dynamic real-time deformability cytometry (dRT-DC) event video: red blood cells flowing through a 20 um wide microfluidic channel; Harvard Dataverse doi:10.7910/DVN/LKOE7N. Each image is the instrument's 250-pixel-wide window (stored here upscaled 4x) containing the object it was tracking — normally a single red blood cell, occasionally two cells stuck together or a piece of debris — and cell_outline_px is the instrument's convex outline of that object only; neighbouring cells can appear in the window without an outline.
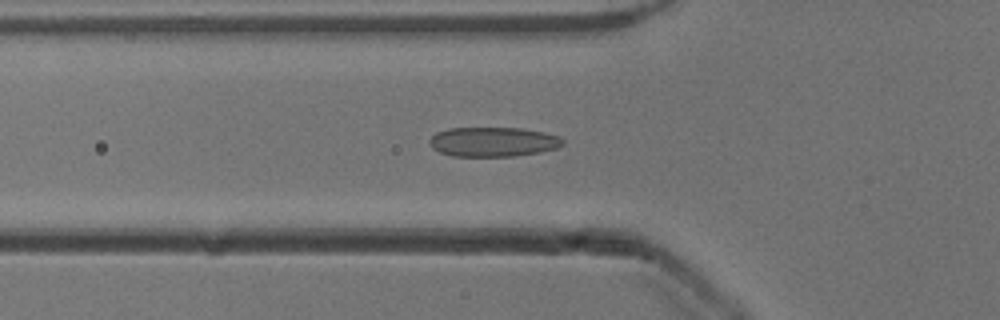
{"species": "common noctule bat (a hibernating species)", "species_latin": "Nyctalus noctula", "temperature_condition": "cold", "stored_images_in_passage": 38, "camera_frame_rate_fps": 3000, "um_per_image_px": 0.085, "animal": {"sex": "male", "body_mass_g": 13.3}, "frame": {"image": 1, "passage_image": 4, "time_ms": 1.0, "image_size_px": [1000, 320], "cell_outline_px": [[564, 144], [556, 148], [540, 152], [516, 156], [452, 156], [440, 152], [432, 148], [428, 144], [428, 140], [436, 132], [448, 128], [524, 128], [544, 132], [560, 136], [564, 140]], "centroid_in_image_um": [41.91, 12.05], "position_along_channel_um": 83.9, "area_um2": 23.18}}
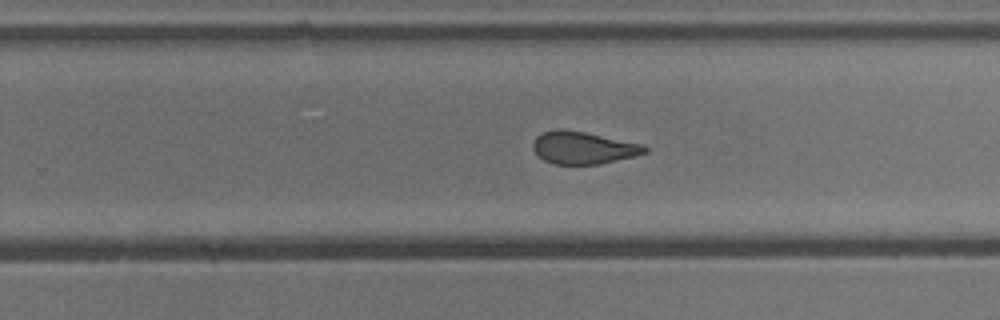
{"frame": {"image": 2, "passage_image": 19, "time_ms": 6.0, "image_size_px": [1000, 320], "cell_outline_px": [[648, 152], [600, 164], [552, 164], [544, 160], [532, 148], [532, 144], [536, 136], [540, 132], [556, 128], [564, 128], [644, 144], [648, 148]], "centroid_in_image_um": [49.54, 12.54], "position_along_channel_um": 280.3, "area_um2": 21.21}}
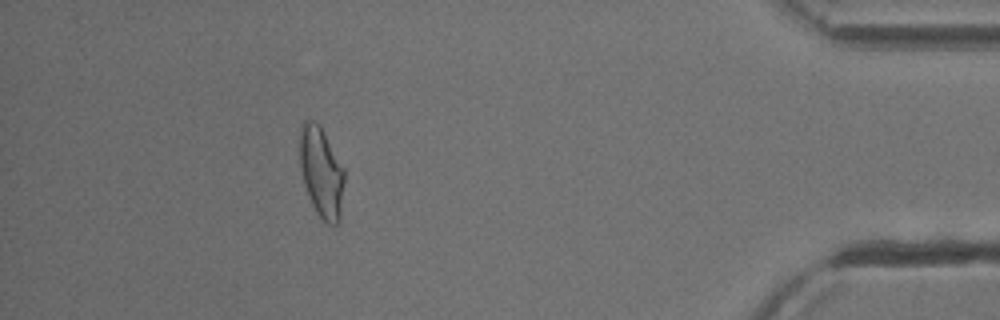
{"frame": {"image": 3, "passage_image": 33, "time_ms": 10.667, "image_size_px": [1000, 320], "cell_outline_px": [[344, 180], [340, 220], [336, 224], [328, 224], [316, 212], [308, 196], [304, 184], [300, 168], [300, 128], [304, 120], [312, 120], [320, 124], [344, 168]], "centroid_in_image_um": [27.31, 14.62], "position_along_channel_um": 407.9, "area_um2": 23.52}, "authors_computed_cell_mechanics": {"area_um2": 22.3686, "velocity_mm_per_s": 3.9054, "shape_relaxation_time_tau1_ms": 5.6844, "shape_relaxation_time_tau2_ms": 1.3164, "deformation_change_tau1": 0.1489, "deformation_change_tau2": 0.0806}}